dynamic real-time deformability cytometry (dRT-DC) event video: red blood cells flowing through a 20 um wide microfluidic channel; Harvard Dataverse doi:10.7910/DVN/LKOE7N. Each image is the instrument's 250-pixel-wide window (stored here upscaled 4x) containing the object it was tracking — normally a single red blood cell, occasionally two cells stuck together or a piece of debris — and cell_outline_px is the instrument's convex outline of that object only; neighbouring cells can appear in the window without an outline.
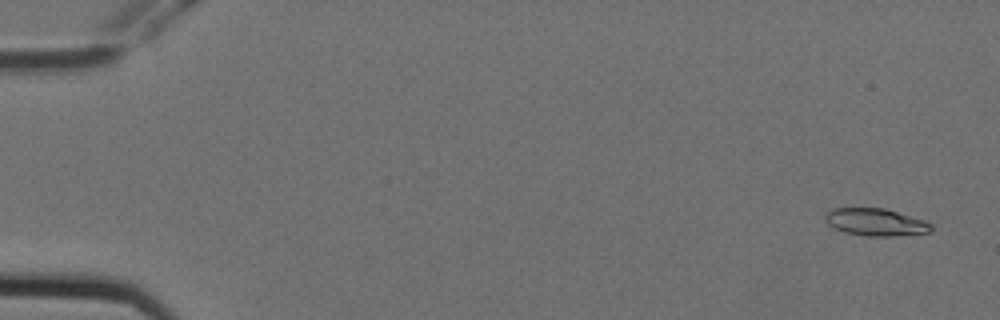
{"species": "Egyptian fruit bat (a non-hibernating species)", "species_latin": "Rousettus aegyptiacus", "temperature_condition": "cold", "stored_images_in_passage": 5, "camera_frame_rate_fps": 3000, "um_per_image_px": 0.085, "animal": {"sex": "female"}, "frame": {"image": 1, "passage_image": 1, "time_ms": 0.0, "image_size_px": [1000, 320], "cell_outline_px": [[932, 232], [892, 236], [868, 236], [844, 232], [832, 228], [824, 220], [824, 216], [832, 208], [884, 208], [924, 220], [932, 224]], "centroid_in_image_um": [74.41, 18.88], "position_along_channel_um": 10.6, "area_um2": 16.94}}
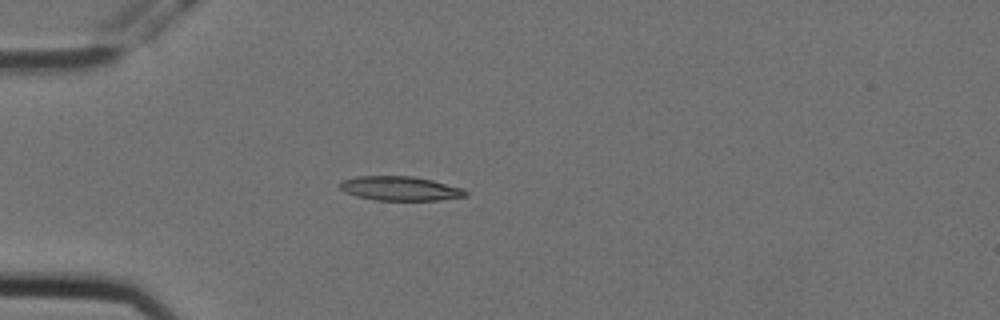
{"frame": {"image": 2, "passage_image": 4, "time_ms": 1.0, "image_size_px": [1000, 320], "cell_outline_px": [[468, 196], [440, 200], [376, 200], [356, 196], [344, 192], [340, 188], [340, 184], [344, 180], [356, 176], [412, 176], [432, 180], [464, 188], [468, 192]], "centroid_in_image_um": [34.05, 16.02], "position_along_channel_um": 51.0, "area_um2": 17.8}}